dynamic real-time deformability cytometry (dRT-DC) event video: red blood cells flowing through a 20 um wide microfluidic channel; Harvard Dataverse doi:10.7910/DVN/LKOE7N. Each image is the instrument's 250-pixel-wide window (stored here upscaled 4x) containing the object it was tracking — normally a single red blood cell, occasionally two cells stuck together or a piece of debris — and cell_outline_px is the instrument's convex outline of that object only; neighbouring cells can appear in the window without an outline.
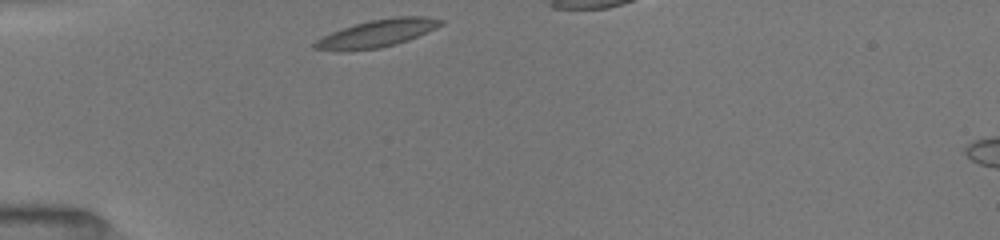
{"species": "common noctule bat (a hibernating species)", "species_latin": "Nyctalus noctula", "temperature_condition": "room temperature", "stored_images_in_passage": 29, "camera_frame_rate_fps": 3000, "um_per_image_px": 0.085, "animal": {"sex": "female", "body_mass_g": 19.5, "forearm_length_mm": 54.1}, "frame": {"image": 1, "passage_image": 1, "time_ms": 0.0, "image_size_px": [1000, 240], "cell_outline_px": [[444, 24], [436, 28], [408, 40], [396, 44], [380, 48], [312, 48], [312, 44], [316, 40], [332, 32], [356, 24], [372, 20], [396, 16], [424, 16], [444, 20]], "centroid_in_image_um": [32.2, 2.78], "position_along_channel_um": 52.8, "area_um2": 19.19}}
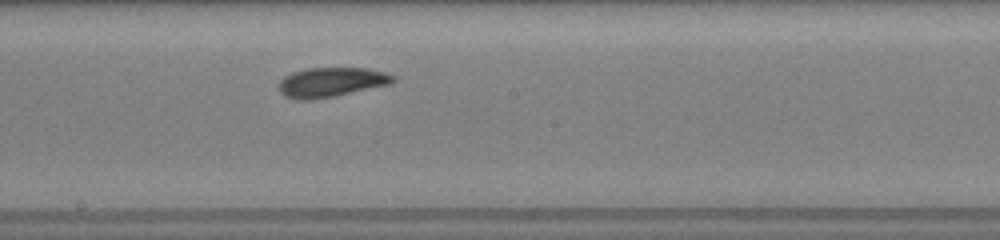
{"frame": {"image": 2, "passage_image": 15, "time_ms": 4.667, "image_size_px": [1000, 240], "cell_outline_px": [[396, 80], [392, 84], [336, 96], [308, 100], [296, 100], [284, 96], [276, 88], [280, 80], [284, 76], [292, 72], [308, 68], [368, 68], [384, 72], [396, 76]], "centroid_in_image_um": [28.15, 6.99], "position_along_channel_um": 220.1, "area_um2": 20.06}}
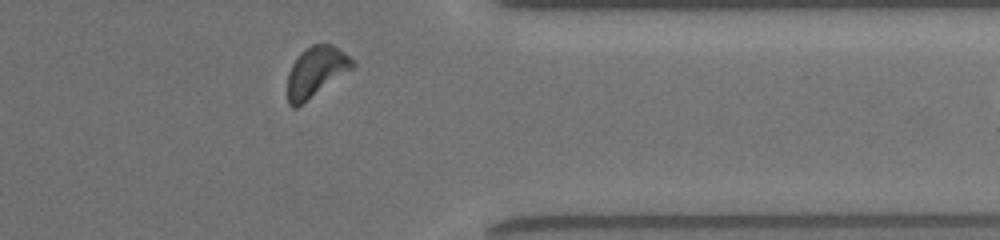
{"frame": {"image": 3, "passage_image": 28, "time_ms": 9.0, "image_size_px": [1000, 240], "cell_outline_px": [[356, 64], [352, 68], [296, 108], [292, 108], [288, 104], [288, 72], [292, 64], [300, 52], [312, 44], [332, 44], [344, 52]], "centroid_in_image_um": [26.82, 6.09], "position_along_channel_um": 384.6, "area_um2": 18.67}}